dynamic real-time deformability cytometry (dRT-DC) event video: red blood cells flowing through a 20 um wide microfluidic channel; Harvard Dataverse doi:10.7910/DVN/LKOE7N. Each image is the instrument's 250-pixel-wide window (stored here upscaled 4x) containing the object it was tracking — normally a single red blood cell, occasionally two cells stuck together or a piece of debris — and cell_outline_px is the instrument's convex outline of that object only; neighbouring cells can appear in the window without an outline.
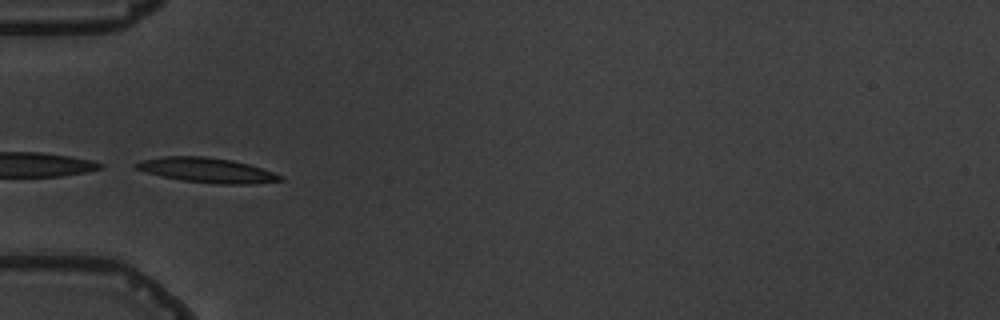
{"species": "common noctule bat (a hibernating species)", "species_latin": "Nyctalus noctula", "temperature_condition": "warm", "stored_images_in_passage": 8, "camera_frame_rate_fps": 3000, "um_per_image_px": 0.085, "animal": {"sex": "male", "body_mass_g": 19.5, "forearm_length_mm": 54.6}, "frame": {"image": 1, "passage_image": 6, "time_ms": 5.667, "image_size_px": [1000, 320], "cell_outline_px": [[284, 180], [252, 184], [216, 184], [184, 180], [144, 172], [136, 168], [132, 164], [144, 160], [164, 156], [204, 156], [232, 160], [248, 164], [284, 176]], "centroid_in_image_um": [17.61, 14.47], "position_along_channel_um": 67.4, "area_um2": 20.63}}